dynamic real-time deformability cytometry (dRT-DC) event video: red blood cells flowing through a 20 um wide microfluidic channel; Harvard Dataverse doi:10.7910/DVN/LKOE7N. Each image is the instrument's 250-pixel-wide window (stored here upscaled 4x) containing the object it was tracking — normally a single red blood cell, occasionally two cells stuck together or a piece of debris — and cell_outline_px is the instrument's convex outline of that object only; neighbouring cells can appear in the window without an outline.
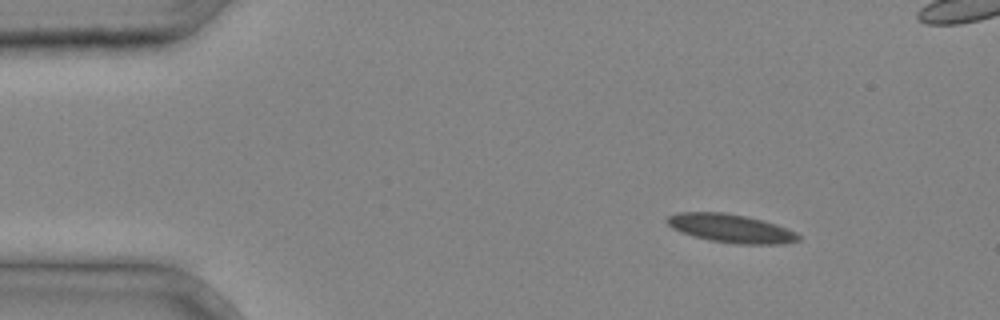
{"species": "common noctule bat (a hibernating species)", "species_latin": "Nyctalus noctula", "temperature_condition": "cold", "stored_images_in_passage": 35, "camera_frame_rate_fps": 3000, "um_per_image_px": 0.085, "animal": {"sex": "male", "body_mass_g": 20.4}, "frame": {"image": 1, "passage_image": 4, "time_ms": 1.0, "image_size_px": [1000, 320], "cell_outline_px": [[800, 240], [784, 244], [736, 244], [708, 240], [680, 232], [672, 228], [664, 220], [668, 216], [676, 212], [724, 212], [748, 216], [764, 220], [776, 224], [796, 232], [800, 236]], "centroid_in_image_um": [62.12, 19.4], "position_along_channel_um": 22.9, "area_um2": 22.08}}
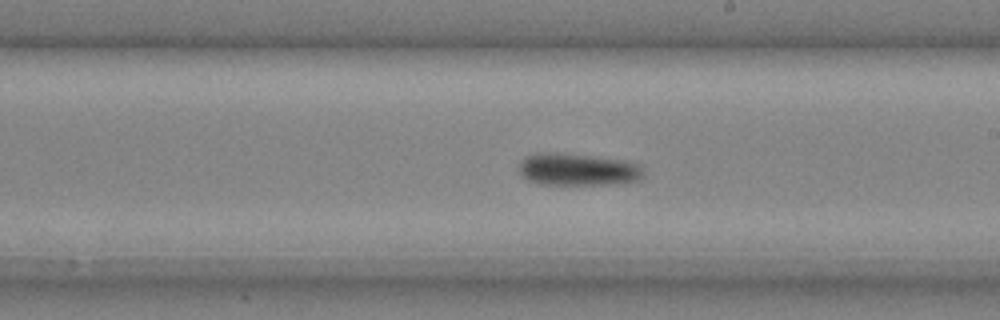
{"frame": {"image": 2, "passage_image": 21, "time_ms": 6.667, "image_size_px": [1000, 320], "cell_outline_px": [[644, 176], [640, 180], [612, 184], [536, 184], [528, 180], [520, 172], [520, 164], [528, 156], [556, 152], [636, 160], [644, 168]], "centroid_in_image_um": [49.27, 14.4], "position_along_channel_um": 239.7, "area_um2": 23.64}}
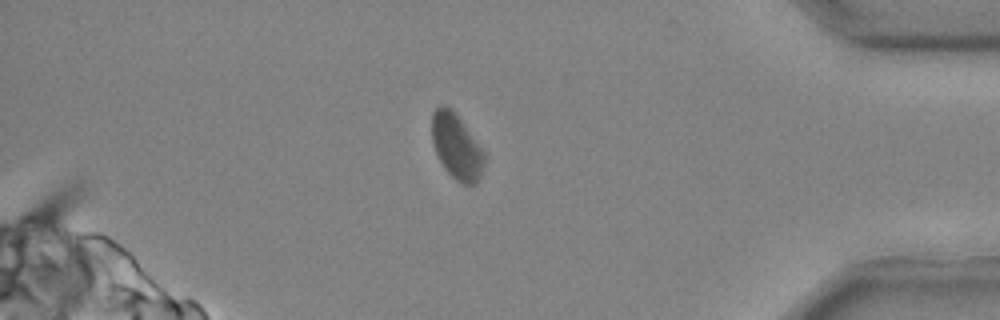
{"frame": {"image": 3, "passage_image": 32, "time_ms": 10.333, "image_size_px": [1000, 320], "cell_outline_px": [[484, 164], [480, 176], [476, 184], [464, 184], [456, 180], [444, 168], [432, 144], [432, 112], [440, 104], [444, 104], [456, 112], [484, 152]], "centroid_in_image_um": [38.79, 12.42], "position_along_channel_um": 396.4, "area_um2": 19.88}}